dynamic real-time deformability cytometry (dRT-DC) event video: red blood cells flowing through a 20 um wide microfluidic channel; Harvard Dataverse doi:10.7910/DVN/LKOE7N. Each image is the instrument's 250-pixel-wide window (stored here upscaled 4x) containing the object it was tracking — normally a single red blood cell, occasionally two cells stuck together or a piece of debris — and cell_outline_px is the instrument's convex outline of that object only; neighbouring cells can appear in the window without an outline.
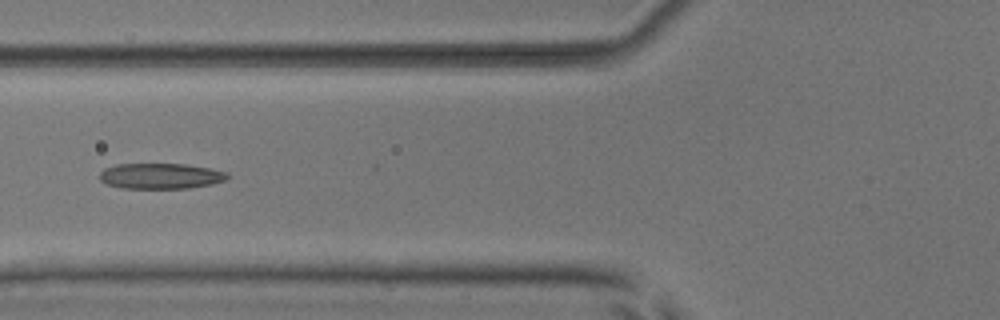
{"species": "common noctule bat (a hibernating species)", "species_latin": "Nyctalus noctula", "temperature_condition": "room temperature", "stored_images_in_passage": 7, "camera_frame_rate_fps": 3000, "um_per_image_px": 0.085, "animal": {"sex": "male", "body_mass_g": 17.9, "forearm_length_mm": 54.2}, "frame": {"image": 1, "passage_image": 6, "time_ms": 5.667, "image_size_px": [1000, 320], "cell_outline_px": [[228, 180], [212, 184], [188, 188], [120, 188], [108, 184], [100, 180], [100, 172], [104, 168], [116, 164], [184, 164], [208, 168], [228, 172]], "centroid_in_image_um": [13.66, 14.96], "position_along_channel_um": 112.1, "area_um2": 19.07}}
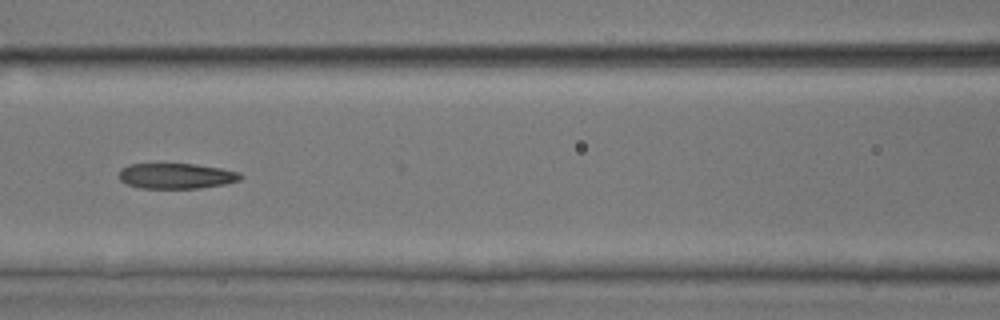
{"frame": {"image": 2, "passage_image": 7, "time_ms": 6.667, "image_size_px": [1000, 320], "cell_outline_px": [[244, 176], [240, 180], [224, 184], [200, 188], [140, 188], [128, 184], [120, 180], [120, 168], [128, 164], [196, 164], [220, 168], [240, 172]], "centroid_in_image_um": [15.0, 14.95], "position_along_channel_um": 151.6, "area_um2": 18.03}}